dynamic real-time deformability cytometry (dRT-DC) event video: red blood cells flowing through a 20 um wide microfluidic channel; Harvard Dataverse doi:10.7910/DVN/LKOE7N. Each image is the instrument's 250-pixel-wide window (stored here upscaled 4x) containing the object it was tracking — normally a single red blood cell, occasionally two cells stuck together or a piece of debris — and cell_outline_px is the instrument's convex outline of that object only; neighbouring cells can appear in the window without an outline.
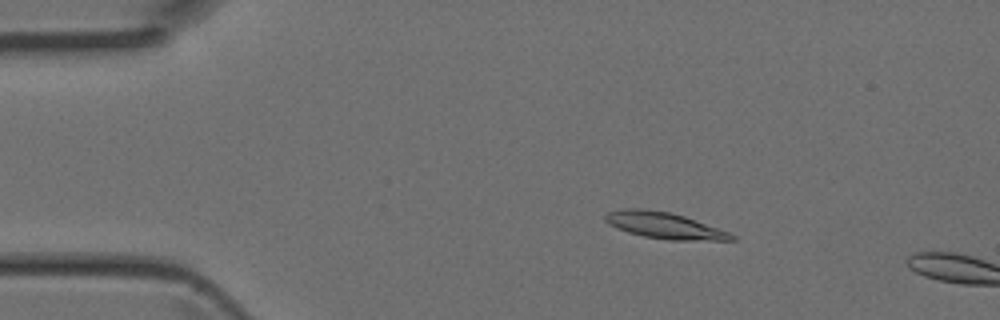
{"species": "Egyptian fruit bat (a non-hibernating species)", "species_latin": "Rousettus aegyptiacus", "temperature_condition": "room temperature", "stored_images_in_passage": 5, "camera_frame_rate_fps": 3000, "um_per_image_px": 0.085, "animal": {"sex": "female"}, "frame": {"image": 1, "passage_image": 2, "time_ms": 0.333, "image_size_px": [1000, 320], "cell_outline_px": [[736, 240], [668, 240], [644, 236], [628, 232], [616, 228], [608, 224], [604, 220], [604, 216], [608, 212], [624, 208], [640, 208], [668, 212], [684, 216], [728, 232], [736, 236]], "centroid_in_image_um": [56.43, 19.16], "position_along_channel_um": 28.6, "area_um2": 19.19}}
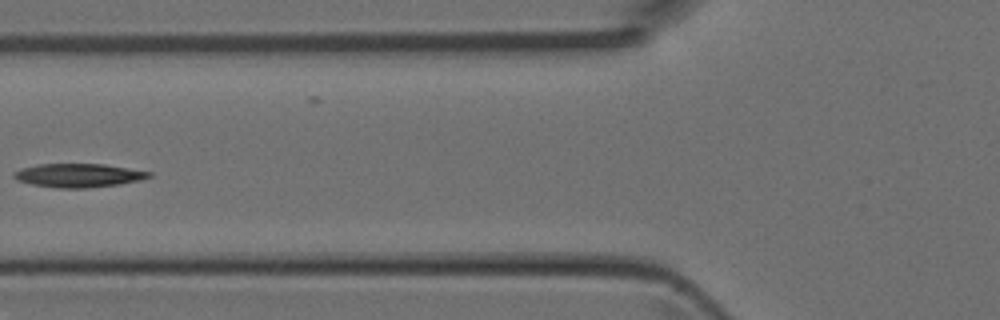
{"frame": {"image": 2, "passage_image": 5, "time_ms": 1.333, "image_size_px": [1000, 320], "cell_outline_px": [[152, 176], [140, 180], [120, 184], [84, 188], [60, 188], [32, 184], [16, 180], [12, 176], [12, 172], [20, 168], [36, 164], [104, 164], [152, 172]], "centroid_in_image_um": [6.63, 14.9], "position_along_channel_um": 119.2, "area_um2": 18.67}}